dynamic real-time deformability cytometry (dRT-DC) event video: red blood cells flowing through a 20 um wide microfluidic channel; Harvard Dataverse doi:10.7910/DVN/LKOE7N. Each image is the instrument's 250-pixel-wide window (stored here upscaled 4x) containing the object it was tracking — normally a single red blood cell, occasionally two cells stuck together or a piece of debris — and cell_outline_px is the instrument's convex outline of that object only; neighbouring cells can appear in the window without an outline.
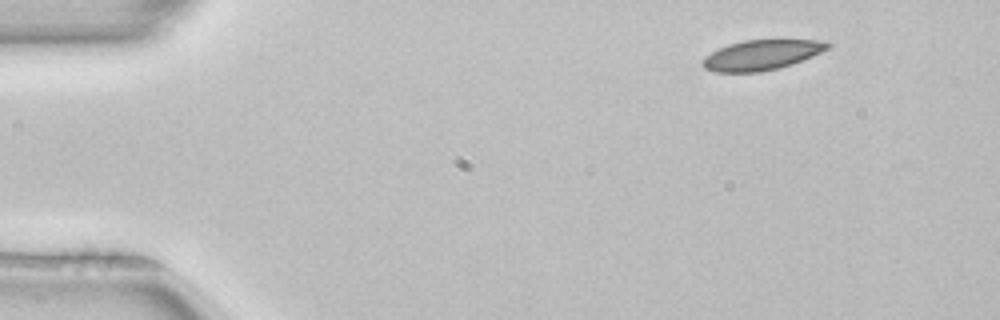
{"species": "common noctule bat (a hibernating species)", "species_latin": "Nyctalus noctula", "temperature_condition": "room temperature", "stored_images_in_passage": 3, "camera_frame_rate_fps": 3000, "um_per_image_px": 0.085, "animal": {"sex": "female", "body_mass_g": 22.7, "forearm_length_mm": 54.2}, "frame": {"image": 1, "passage_image": 1, "time_ms": 0.0, "image_size_px": [1000, 320], "cell_outline_px": [[832, 44], [828, 48], [812, 56], [792, 64], [780, 68], [760, 72], [716, 72], [704, 68], [700, 64], [700, 60], [704, 56], [728, 44], [744, 40], [816, 40]], "centroid_in_image_um": [64.67, 4.68], "position_along_channel_um": 20.3, "area_um2": 21.85}}
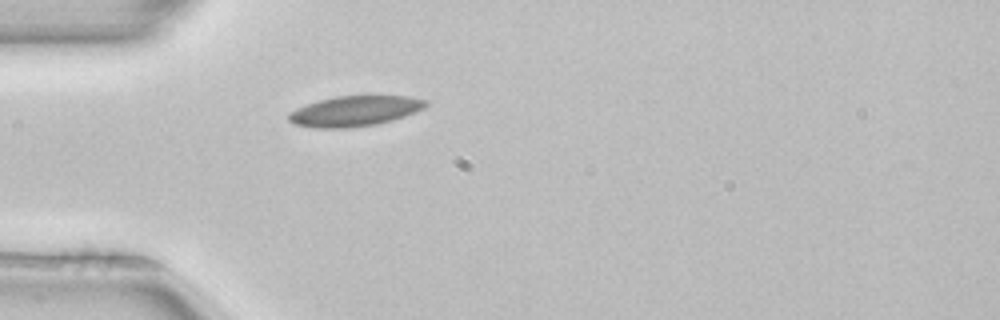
{"frame": {"image": 2, "passage_image": 3, "time_ms": 0.667, "image_size_px": [1000, 320], "cell_outline_px": [[428, 104], [424, 108], [416, 112], [392, 120], [376, 124], [348, 128], [316, 128], [292, 124], [288, 120], [288, 112], [296, 108], [320, 100], [336, 96], [408, 96], [428, 100]], "centroid_in_image_um": [30.14, 9.44], "position_along_channel_um": 54.9, "area_um2": 24.28}}